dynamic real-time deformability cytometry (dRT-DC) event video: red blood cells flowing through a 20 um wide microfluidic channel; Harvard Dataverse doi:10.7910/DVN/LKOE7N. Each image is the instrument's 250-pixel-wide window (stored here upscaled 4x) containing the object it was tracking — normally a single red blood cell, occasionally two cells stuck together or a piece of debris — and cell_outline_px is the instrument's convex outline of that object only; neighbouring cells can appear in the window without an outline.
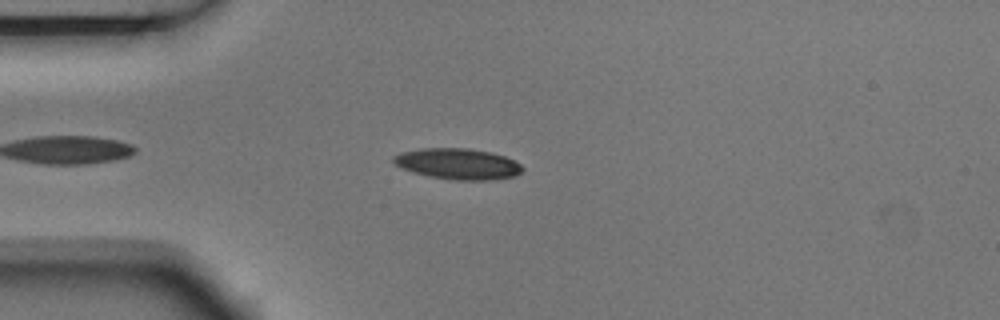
{"species": "Egyptian fruit bat (a non-hibernating species)", "species_latin": "Rousettus aegyptiacus", "temperature_condition": "room temperature", "stored_images_in_passage": 4, "camera_frame_rate_fps": 3000, "um_per_image_px": 0.085, "animal": {"sex": "male"}, "frame": {"image": 1, "passage_image": 4, "time_ms": 1.0, "image_size_px": [1000, 320], "cell_outline_px": [[524, 168], [516, 176], [488, 180], [452, 180], [428, 176], [412, 172], [396, 164], [392, 160], [392, 156], [400, 152], [420, 148], [468, 148], [492, 152], [504, 156], [520, 164]], "centroid_in_image_um": [38.9, 13.92], "position_along_channel_um": 46.1, "area_um2": 23.29}}